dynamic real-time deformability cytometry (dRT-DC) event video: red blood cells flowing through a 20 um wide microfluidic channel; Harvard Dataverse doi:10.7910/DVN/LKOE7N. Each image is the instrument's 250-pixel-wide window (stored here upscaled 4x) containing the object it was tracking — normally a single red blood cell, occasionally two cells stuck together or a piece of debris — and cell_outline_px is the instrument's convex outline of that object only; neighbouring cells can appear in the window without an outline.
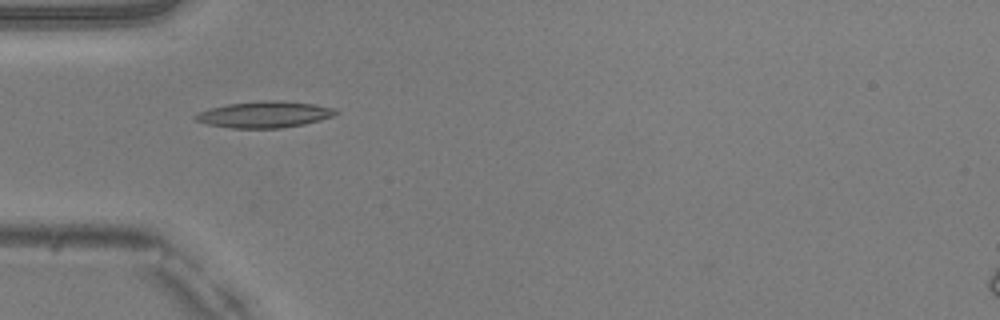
{"species": "common noctule bat (a hibernating species)", "species_latin": "Nyctalus noctula", "temperature_condition": "warm", "stored_images_in_passage": 16, "camera_frame_rate_fps": 3000, "um_per_image_px": 0.085, "animal": {"sex": "male", "body_mass_g": 20.5, "forearm_length_mm": 52.5}, "frame": {"image": 1, "passage_image": 1, "time_ms": 0.0, "image_size_px": [1000, 320], "cell_outline_px": [[340, 112], [332, 116], [320, 120], [304, 124], [280, 128], [232, 128], [208, 124], [196, 120], [192, 116], [196, 112], [208, 108], [228, 104], [264, 100], [284, 100], [312, 104], [336, 108]], "centroid_in_image_um": [22.47, 9.72], "position_along_channel_um": 62.5, "area_um2": 21.68}}
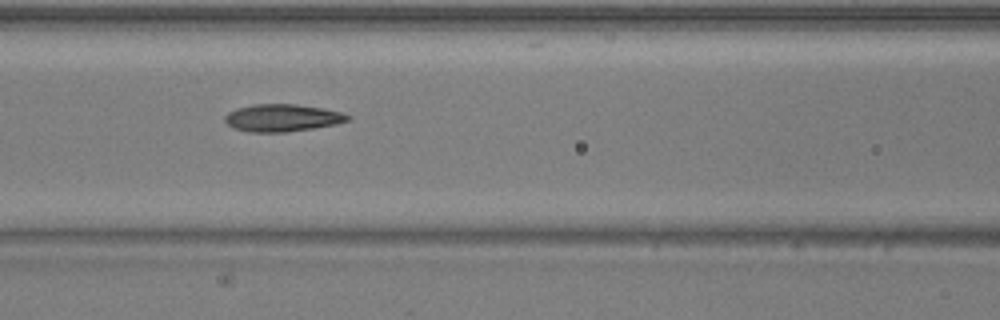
{"frame": {"image": 2, "passage_image": 7, "time_ms": 2.0, "image_size_px": [1000, 320], "cell_outline_px": [[352, 120], [336, 124], [312, 128], [284, 132], [248, 132], [236, 128], [228, 124], [224, 120], [224, 116], [228, 112], [236, 108], [252, 104], [296, 104], [324, 108], [340, 112], [352, 116]], "centroid_in_image_um": [24.01, 10.01], "position_along_channel_um": 142.6, "area_um2": 19.65}}
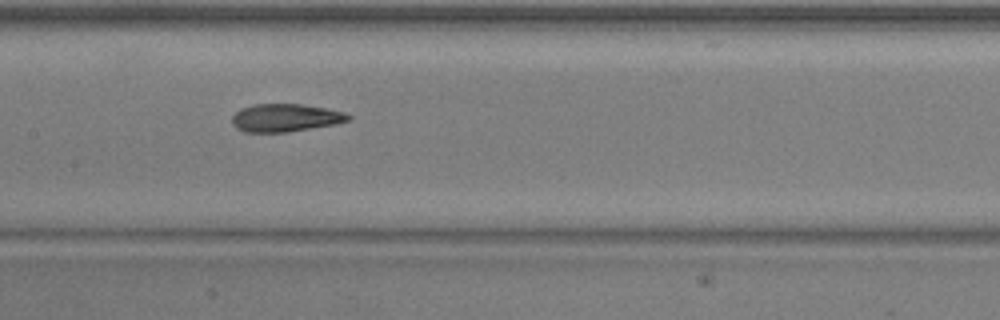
{"frame": {"image": 3, "passage_image": 10, "time_ms": 3.0, "image_size_px": [1000, 320], "cell_outline_px": [[352, 120], [336, 124], [288, 132], [244, 132], [236, 128], [232, 124], [232, 116], [240, 108], [252, 104], [300, 104], [324, 108], [344, 112], [352, 116]], "centroid_in_image_um": [24.25, 10.01], "position_along_channel_um": 183.1, "area_um2": 19.02}}